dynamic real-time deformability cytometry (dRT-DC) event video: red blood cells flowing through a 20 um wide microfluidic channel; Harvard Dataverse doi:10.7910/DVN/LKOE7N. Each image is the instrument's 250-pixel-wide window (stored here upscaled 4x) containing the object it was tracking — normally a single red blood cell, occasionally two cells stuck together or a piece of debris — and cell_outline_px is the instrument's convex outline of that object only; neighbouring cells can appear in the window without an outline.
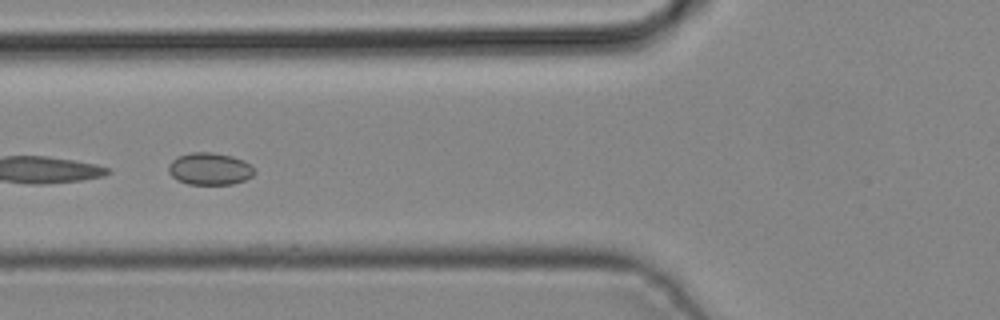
{"species": "common noctule bat (a hibernating species)", "species_latin": "Nyctalus noctula", "temperature_condition": "cold", "stored_images_in_passage": 4, "camera_frame_rate_fps": 3000, "um_per_image_px": 0.085, "animal": {"sex": "male", "body_mass_g": 19.2, "forearm_length_mm": 51.8}, "frame": {"image": 1, "passage_image": 4, "time_ms": 1.0, "image_size_px": [1000, 320], "cell_outline_px": [[256, 172], [252, 176], [244, 180], [232, 184], [188, 184], [176, 180], [168, 172], [168, 164], [176, 156], [192, 152], [212, 152], [232, 156], [244, 160]], "centroid_in_image_um": [17.79, 14.34], "position_along_channel_um": 108.0, "area_um2": 16.18}}